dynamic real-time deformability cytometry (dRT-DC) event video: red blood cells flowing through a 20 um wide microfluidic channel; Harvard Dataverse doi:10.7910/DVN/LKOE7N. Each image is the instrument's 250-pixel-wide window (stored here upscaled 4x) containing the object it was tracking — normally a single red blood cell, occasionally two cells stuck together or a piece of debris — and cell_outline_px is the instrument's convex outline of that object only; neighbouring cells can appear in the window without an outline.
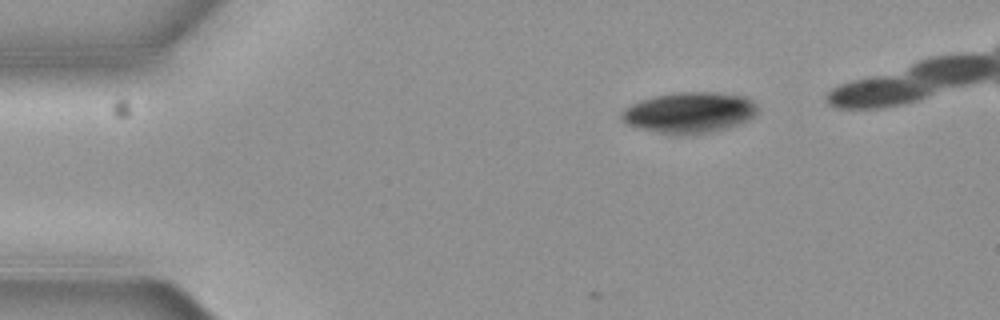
{"species": "common noctule bat (a hibernating species)", "species_latin": "Nyctalus noctula", "temperature_condition": "cold", "stored_images_in_passage": 6, "camera_frame_rate_fps": 3000, "um_per_image_px": 0.085, "animal": {"sex": "female", "body_mass_g": 19.3, "forearm_length_mm": 54.1}, "frame": {"image": 1, "passage_image": 6, "time_ms": 1.667, "image_size_px": [1000, 320], "cell_outline_px": [[756, 112], [748, 120], [724, 128], [700, 132], [664, 132], [644, 128], [628, 124], [620, 120], [620, 112], [624, 108], [640, 100], [652, 96], [676, 92], [720, 92], [748, 96], [756, 104]], "centroid_in_image_um": [58.59, 9.49], "position_along_channel_um": 26.4, "area_um2": 31.44}}